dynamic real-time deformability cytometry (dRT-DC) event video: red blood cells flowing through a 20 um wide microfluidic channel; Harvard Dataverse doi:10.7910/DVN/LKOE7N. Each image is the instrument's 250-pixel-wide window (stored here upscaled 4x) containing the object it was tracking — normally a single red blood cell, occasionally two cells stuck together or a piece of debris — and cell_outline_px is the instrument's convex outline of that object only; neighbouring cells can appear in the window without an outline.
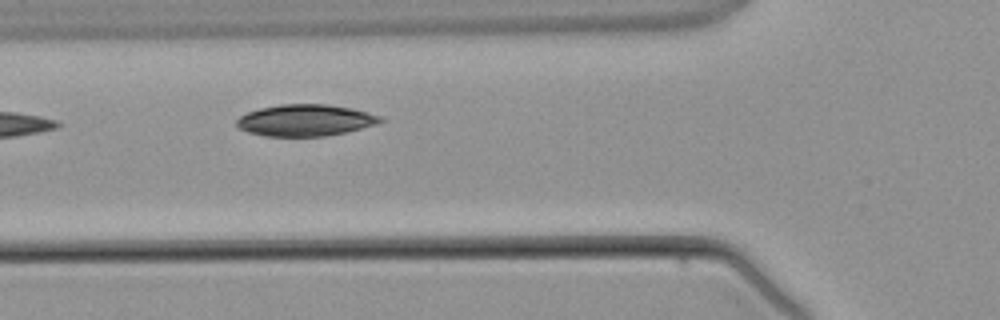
{"species": "common noctule bat (a hibernating species)", "species_latin": "Nyctalus noctula", "temperature_condition": "warm", "stored_images_in_passage": 4, "camera_frame_rate_fps": 3000, "um_per_image_px": 0.085, "animal": {"sex": "male", "body_mass_g": 21.5, "forearm_length_mm": 52.0}, "frame": {"image": 1, "passage_image": 4, "time_ms": 5.333, "image_size_px": [1000, 320], "cell_outline_px": [[384, 120], [376, 124], [344, 132], [324, 136], [264, 136], [248, 132], [240, 128], [236, 124], [236, 120], [240, 116], [248, 112], [260, 108], [280, 104], [328, 104], [352, 108], [368, 112], [380, 116]], "centroid_in_image_um": [25.94, 10.21], "position_along_channel_um": 99.9, "area_um2": 26.3}}